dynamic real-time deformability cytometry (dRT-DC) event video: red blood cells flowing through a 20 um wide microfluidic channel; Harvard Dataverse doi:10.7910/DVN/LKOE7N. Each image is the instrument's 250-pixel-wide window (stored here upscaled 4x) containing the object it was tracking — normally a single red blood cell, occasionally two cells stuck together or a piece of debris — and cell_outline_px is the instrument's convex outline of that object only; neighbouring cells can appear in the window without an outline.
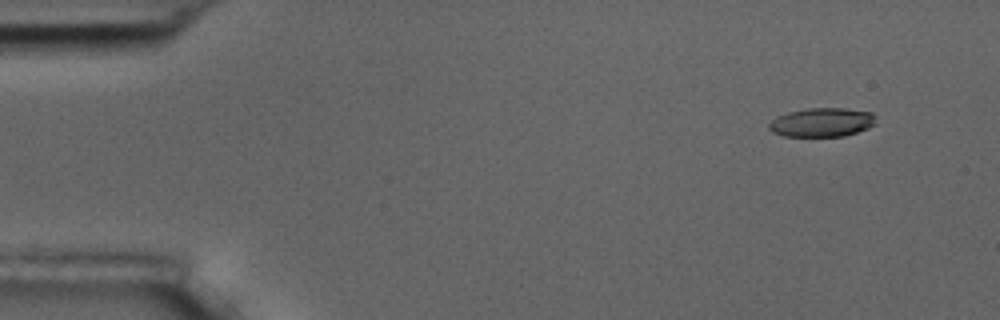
{"species": "common noctule bat (a hibernating species)", "species_latin": "Nyctalus noctula", "temperature_condition": "room temperature", "stored_images_in_passage": 6, "segment_of_instrument_passage": [1, 2], "camera_frame_rate_fps": 3000, "um_per_image_px": 0.085, "animal": {"sex": "male", "body_mass_g": 17.5, "forearm_length_mm": 52.3}, "frame": {"image": 1, "passage_image": 2, "time_ms": 1.0, "image_size_px": [1000, 320], "cell_outline_px": [[876, 124], [868, 128], [844, 136], [784, 136], [772, 132], [768, 128], [768, 124], [776, 116], [788, 112], [808, 108], [844, 108], [872, 112], [876, 116]], "centroid_in_image_um": [69.87, 10.39], "position_along_channel_um": 15.1, "area_um2": 18.15}}
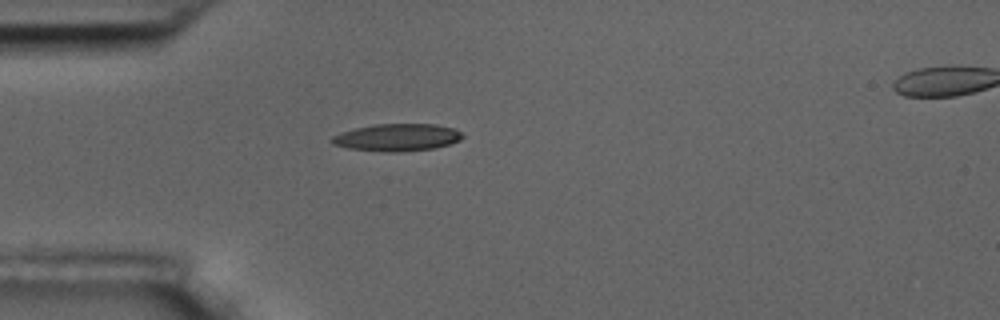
{"frame": {"image": 2, "passage_image": 5, "time_ms": 4.667, "image_size_px": [1000, 320], "cell_outline_px": [[464, 136], [460, 140], [448, 144], [432, 148], [396, 152], [384, 152], [348, 148], [332, 144], [328, 140], [332, 136], [340, 132], [356, 128], [376, 124], [436, 124], [456, 128]], "centroid_in_image_um": [33.73, 11.67], "position_along_channel_um": 51.3, "area_um2": 20.81}}